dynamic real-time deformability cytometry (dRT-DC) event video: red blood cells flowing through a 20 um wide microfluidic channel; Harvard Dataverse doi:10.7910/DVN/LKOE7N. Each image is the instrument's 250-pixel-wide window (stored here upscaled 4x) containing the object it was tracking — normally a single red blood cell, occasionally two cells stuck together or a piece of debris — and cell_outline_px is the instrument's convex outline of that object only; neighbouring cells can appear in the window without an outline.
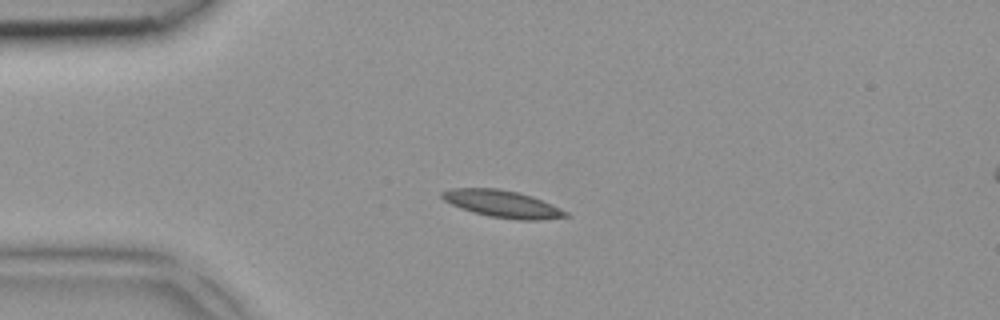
{"species": "common noctule bat (a hibernating species)", "species_latin": "Nyctalus noctula", "temperature_condition": "room temperature", "stored_images_in_passage": 4, "camera_frame_rate_fps": 3000, "um_per_image_px": 0.085, "animal": {"sex": "female", "body_mass_g": 18.4}, "frame": {"image": 1, "passage_image": 3, "time_ms": 0.667, "image_size_px": [1000, 320], "cell_outline_px": [[568, 216], [540, 220], [516, 220], [488, 216], [472, 212], [460, 208], [444, 200], [440, 196], [440, 192], [452, 188], [500, 188], [520, 192], [532, 196], [552, 204], [568, 212]], "centroid_in_image_um": [42.69, 17.32], "position_along_channel_um": 42.3, "area_um2": 19.71}}